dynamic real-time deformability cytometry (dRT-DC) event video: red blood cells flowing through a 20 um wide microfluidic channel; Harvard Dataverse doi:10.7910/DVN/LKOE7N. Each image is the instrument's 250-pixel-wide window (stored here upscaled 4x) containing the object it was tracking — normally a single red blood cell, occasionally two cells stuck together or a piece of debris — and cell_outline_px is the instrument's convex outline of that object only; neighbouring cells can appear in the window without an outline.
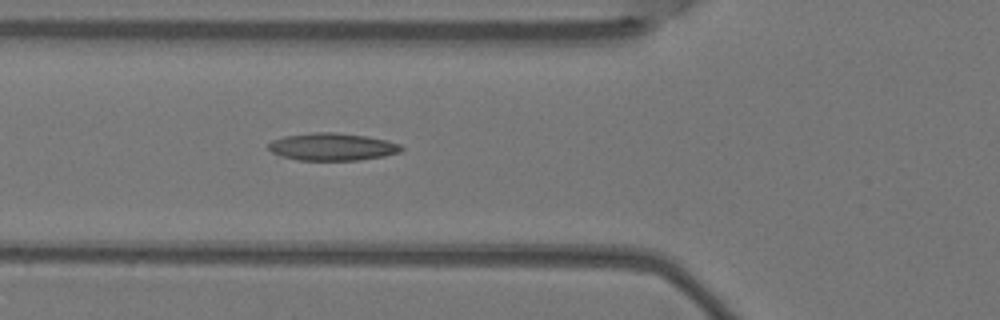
{"species": "Egyptian fruit bat (a non-hibernating species)", "species_latin": "Rousettus aegyptiacus", "temperature_condition": "warm", "stored_images_in_passage": 6, "camera_frame_rate_fps": 3000, "um_per_image_px": 0.085, "animal": {"sex": "female"}, "frame": {"image": 1, "passage_image": 6, "time_ms": 1.667, "image_size_px": [1000, 320], "cell_outline_px": [[404, 148], [400, 152], [384, 156], [360, 160], [296, 160], [280, 156], [272, 152], [268, 148], [268, 144], [272, 140], [284, 136], [316, 132], [336, 132], [364, 136], [384, 140], [400, 144]], "centroid_in_image_um": [28.22, 12.48], "position_along_channel_um": 97.6, "area_um2": 21.21}}